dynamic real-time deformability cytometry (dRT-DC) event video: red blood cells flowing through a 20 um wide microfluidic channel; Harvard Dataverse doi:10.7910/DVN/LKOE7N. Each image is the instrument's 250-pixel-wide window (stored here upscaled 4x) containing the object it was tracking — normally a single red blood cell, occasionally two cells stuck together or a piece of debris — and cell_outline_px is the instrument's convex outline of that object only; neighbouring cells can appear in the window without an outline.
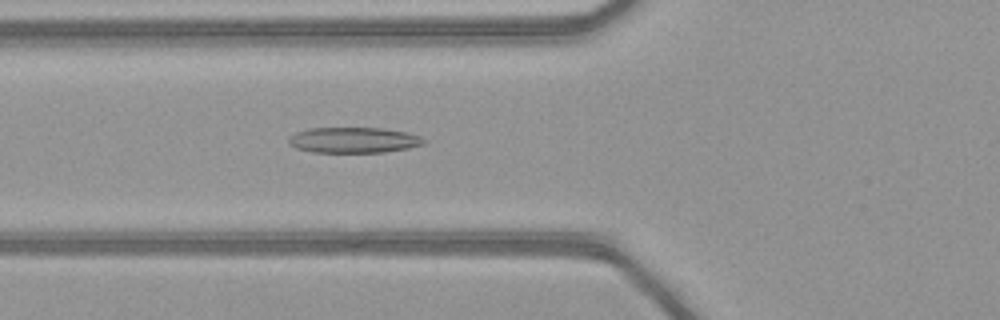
{"species": "common noctule bat (a hibernating species)", "species_latin": "Nyctalus noctula", "temperature_condition": "warm", "stored_images_in_passage": 51, "camera_frame_rate_fps": 3000, "um_per_image_px": 0.085, "animal": {"sex": "female", "body_mass_g": 21.9}, "frame": {"image": 1, "passage_image": 20, "time_ms": 6.333, "image_size_px": [1000, 320], "cell_outline_px": [[428, 140], [424, 144], [408, 148], [384, 152], [312, 152], [296, 148], [288, 144], [288, 136], [296, 132], [308, 128], [380, 128], [404, 132], [420, 136]], "centroid_in_image_um": [30.03, 11.91], "position_along_channel_um": 95.8, "area_um2": 20.23}}
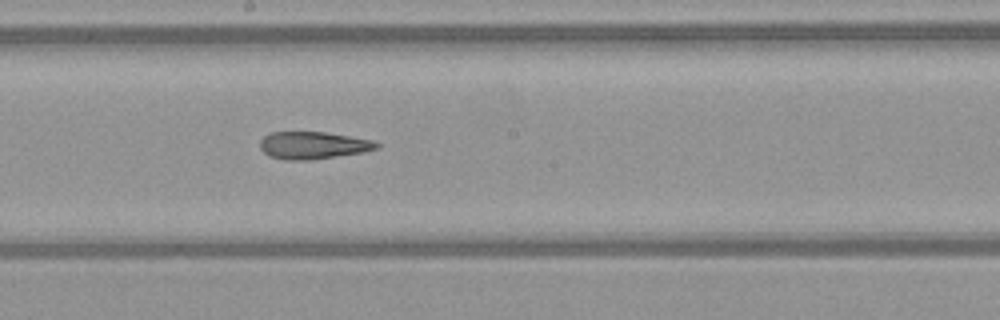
{"frame": {"image": 2, "passage_image": 29, "time_ms": 9.333, "image_size_px": [1000, 320], "cell_outline_px": [[380, 148], [364, 152], [308, 160], [284, 160], [268, 156], [260, 148], [260, 140], [264, 136], [272, 132], [324, 132], [372, 140], [380, 144]], "centroid_in_image_um": [26.6, 12.36], "position_along_channel_um": 221.6, "area_um2": 18.55}}
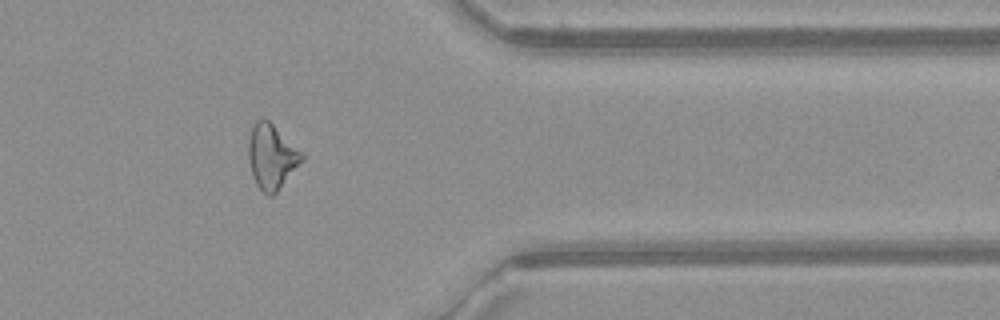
{"frame": {"image": 3, "passage_image": 42, "time_ms": 13.667, "image_size_px": [1000, 320], "cell_outline_px": [[304, 160], [276, 192], [272, 196], [268, 196], [256, 184], [252, 176], [248, 160], [248, 140], [252, 128], [256, 120], [268, 120], [304, 152]], "centroid_in_image_um": [23.1, 13.32], "position_along_channel_um": 388.3, "area_um2": 20.17}, "authors_computed_cell_mechanics": {"area_um2": 20.8658, "velocity_mm_per_s": 4.1572, "shape_relaxation_time_tau1_ms": null, "shape_relaxation_time_tau2_ms": 2.4477, "deformation_change_tau1": null, "deformation_change_tau2": 0.1286}}